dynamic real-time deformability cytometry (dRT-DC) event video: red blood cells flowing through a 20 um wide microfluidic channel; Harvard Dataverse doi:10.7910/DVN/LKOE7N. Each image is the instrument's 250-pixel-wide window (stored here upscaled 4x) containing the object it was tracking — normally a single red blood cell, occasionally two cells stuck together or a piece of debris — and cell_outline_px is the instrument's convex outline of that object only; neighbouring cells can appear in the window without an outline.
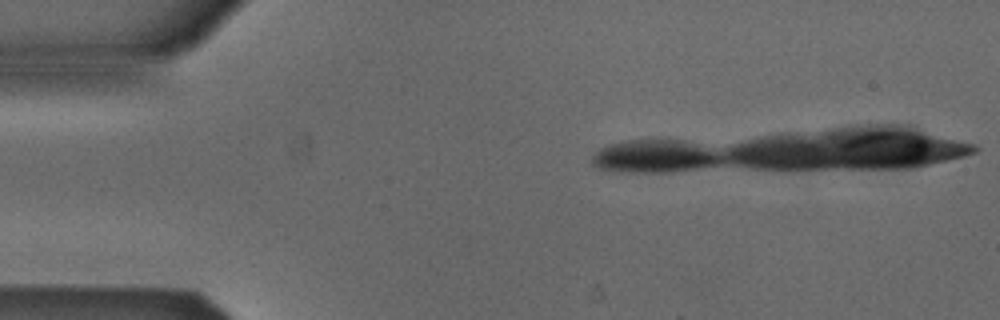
{"species": "Egyptian fruit bat (a non-hibernating species)", "species_latin": "Rousettus aegyptiacus", "temperature_condition": "cold", "stored_images_in_passage": 14, "camera_frame_rate_fps": 3000, "um_per_image_px": 0.085, "animal": {"sex": "male"}, "frame": {"image": 1, "passage_image": 1, "time_ms": 0.0, "image_size_px": [1000, 320], "cell_outline_px": [[716, 160], [696, 164], [668, 168], [640, 168], [608, 164], [604, 160], [604, 156], [608, 152], [632, 148], [684, 148], [700, 152], [712, 156]], "centroid_in_image_um": [55.79, 13.41], "position_along_channel_um": 29.2, "area_um2": 12.72}}
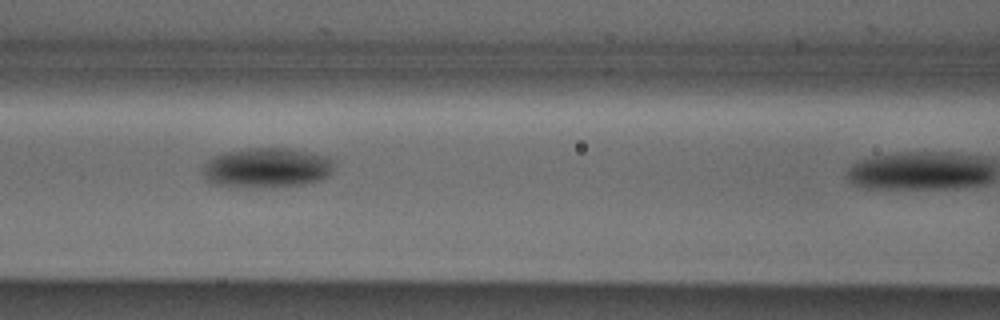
{"frame": {"image": 2, "passage_image": 14, "time_ms": 4.333, "image_size_px": [1000, 320], "cell_outline_px": [[984, 176], [976, 180], [872, 180], [864, 176], [864, 168], [888, 164], [948, 164], [980, 168], [984, 172]], "centroid_in_image_um": [78.45, 14.65], "position_along_channel_um": 88.1, "area_um2": 12.66}}